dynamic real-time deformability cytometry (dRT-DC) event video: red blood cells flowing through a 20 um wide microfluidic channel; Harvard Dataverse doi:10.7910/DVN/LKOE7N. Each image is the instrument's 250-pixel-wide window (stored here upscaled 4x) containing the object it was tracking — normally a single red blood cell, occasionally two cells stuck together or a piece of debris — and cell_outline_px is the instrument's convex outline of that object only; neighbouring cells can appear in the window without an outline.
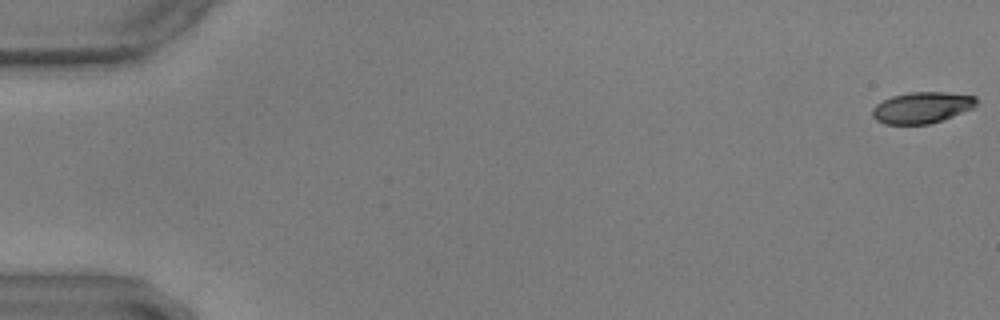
{"species": "common noctule bat (a hibernating species)", "species_latin": "Nyctalus noctula", "temperature_condition": "warm", "stored_images_in_passage": 59, "camera_frame_rate_fps": 3000, "um_per_image_px": 0.085, "animal": {"sex": "male", "body_mass_g": 17.9, "forearm_length_mm": 54.2}, "frame": {"image": 1, "passage_image": 1, "time_ms": 0.0, "image_size_px": [1000, 320], "cell_outline_px": [[976, 104], [972, 108], [952, 116], [928, 124], [884, 124], [876, 120], [872, 116], [872, 108], [876, 104], [892, 96], [908, 92], [944, 92], [976, 96]], "centroid_in_image_um": [78.32, 9.14], "position_along_channel_um": 6.7, "area_um2": 18.79}}
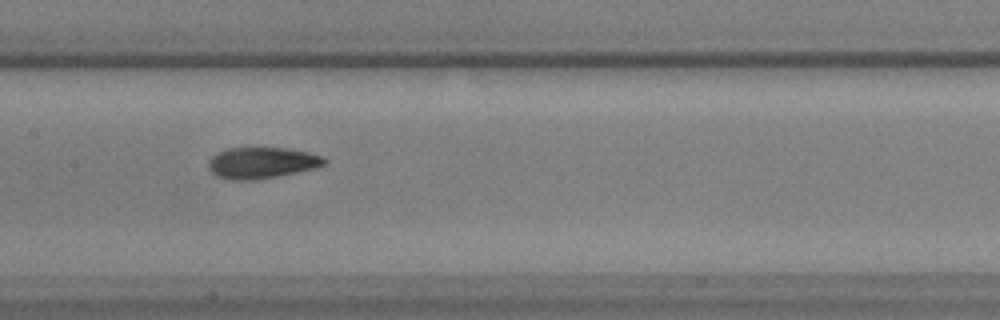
{"frame": {"image": 2, "passage_image": 30, "time_ms": 9.667, "image_size_px": [1000, 320], "cell_outline_px": [[328, 164], [316, 168], [256, 180], [228, 180], [216, 176], [208, 168], [208, 160], [216, 152], [228, 148], [288, 148], [308, 152], [324, 156], [328, 160]], "centroid_in_image_um": [22.26, 13.84], "position_along_channel_um": 185.1, "area_um2": 21.39}}
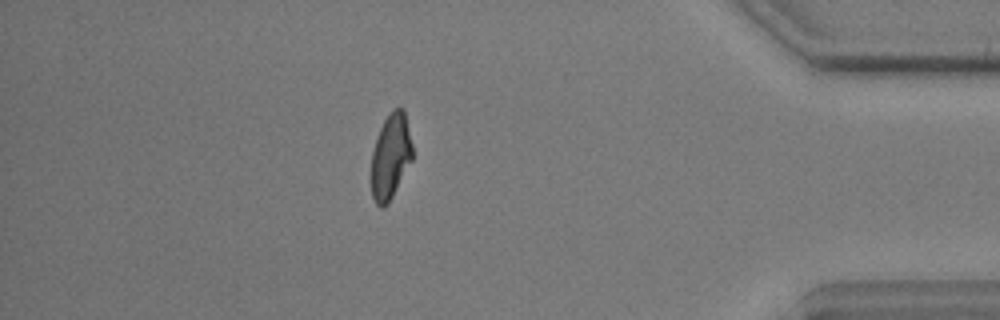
{"frame": {"image": 3, "passage_image": 52, "time_ms": 17.0, "image_size_px": [1000, 320], "cell_outline_px": [[412, 160], [388, 204], [384, 208], [380, 208], [376, 204], [372, 196], [372, 152], [376, 136], [388, 112], [392, 108], [404, 108], [412, 144]], "centroid_in_image_um": [33.2, 13.27], "position_along_channel_um": 402.0, "area_um2": 20.52}}